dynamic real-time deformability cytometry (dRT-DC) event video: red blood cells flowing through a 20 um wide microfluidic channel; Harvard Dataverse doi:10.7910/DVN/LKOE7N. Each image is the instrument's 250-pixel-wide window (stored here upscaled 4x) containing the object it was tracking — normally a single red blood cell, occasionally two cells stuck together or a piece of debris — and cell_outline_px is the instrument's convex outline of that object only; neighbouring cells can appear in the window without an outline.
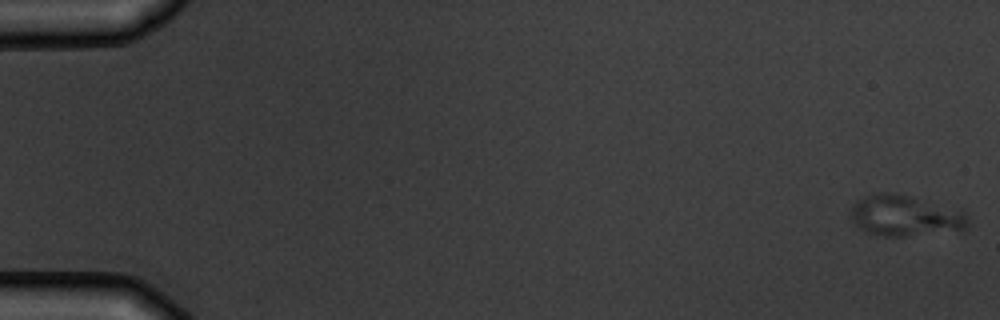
{"species": "common noctule bat (a hibernating species)", "species_latin": "Nyctalus noctula", "temperature_condition": "warm", "stored_images_in_passage": 5, "camera_frame_rate_fps": 3000, "um_per_image_px": 0.085, "animal": {"sex": "male", "body_mass_g": 19.5, "forearm_length_mm": 54.6}, "frame": {"image": 1, "passage_image": 1, "time_ms": 0.0, "image_size_px": [1000, 320], "cell_outline_px": [[968, 228], [908, 236], [876, 236], [860, 228], [848, 216], [856, 200], [872, 192], [896, 192], [912, 196], [964, 212], [968, 220]], "centroid_in_image_um": [76.84, 18.31], "position_along_channel_um": 8.2, "area_um2": 27.92}}
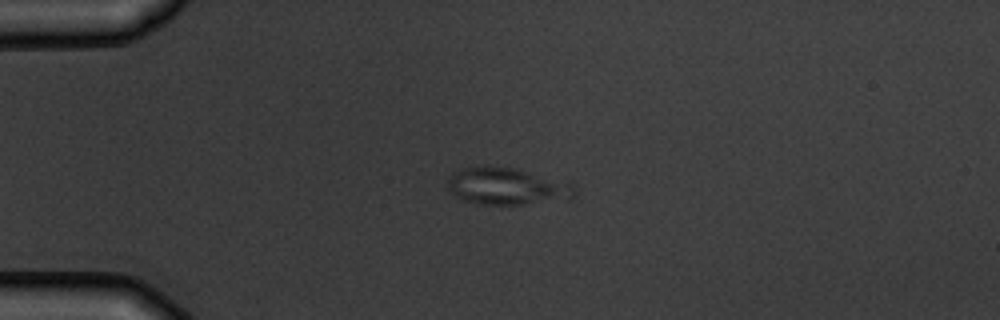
{"frame": {"image": 2, "passage_image": 4, "time_ms": 4.333, "image_size_px": [1000, 320], "cell_outline_px": [[576, 196], [572, 200], [520, 204], [476, 204], [460, 200], [448, 188], [448, 176], [452, 172], [464, 168], [484, 164], [516, 168], [576, 184]], "centroid_in_image_um": [43.13, 15.83], "position_along_channel_um": 41.9, "area_um2": 28.21}}